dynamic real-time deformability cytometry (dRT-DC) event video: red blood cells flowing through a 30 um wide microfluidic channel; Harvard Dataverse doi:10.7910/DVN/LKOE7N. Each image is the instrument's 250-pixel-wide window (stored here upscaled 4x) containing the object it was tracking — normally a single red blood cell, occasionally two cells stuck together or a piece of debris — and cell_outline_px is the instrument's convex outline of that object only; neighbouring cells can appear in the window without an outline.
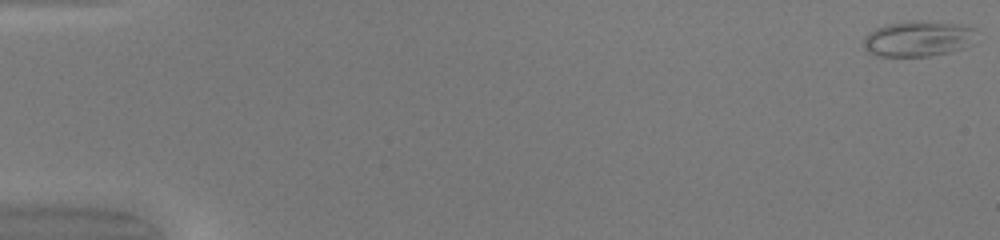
{"species": "common noctule bat (a hibernating species)", "species_latin": "Nyctalus noctula", "temperature_condition": "warm", "stored_images_in_passage": 50, "camera_frame_rate_fps": 3000, "um_per_image_px": 0.085, "animal": {"sex": "female", "body_mass_g": 20.0, "forearm_length_mm": 54.0}, "frame": {"image": 1, "passage_image": 1, "time_ms": 0.0, "image_size_px": [1000, 240], "cell_outline_px": [[976, 28], [972, 44], [964, 48], [948, 52], [928, 56], [876, 56], [868, 52], [864, 48], [864, 36], [868, 32], [876, 28], [888, 24], [920, 20], [956, 24]], "centroid_in_image_um": [78.02, 3.29], "position_along_channel_um": 7.0, "area_um2": 23.35}}
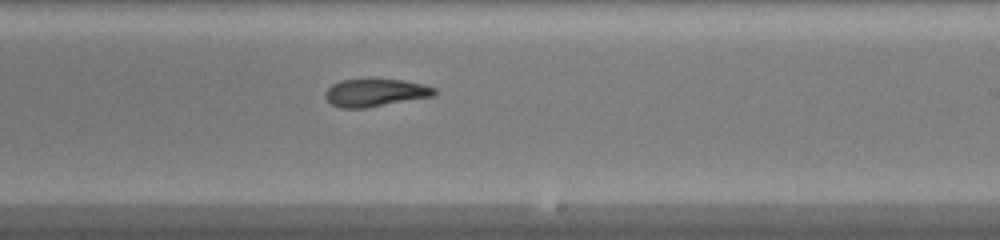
{"frame": {"image": 2, "passage_image": 31, "time_ms": 10.0, "image_size_px": [1000, 240], "cell_outline_px": [[436, 96], [364, 108], [340, 108], [332, 104], [324, 96], [324, 92], [332, 84], [340, 80], [404, 80], [424, 84], [436, 88]], "centroid_in_image_um": [31.92, 7.88], "position_along_channel_um": 257.1, "area_um2": 17.57}}
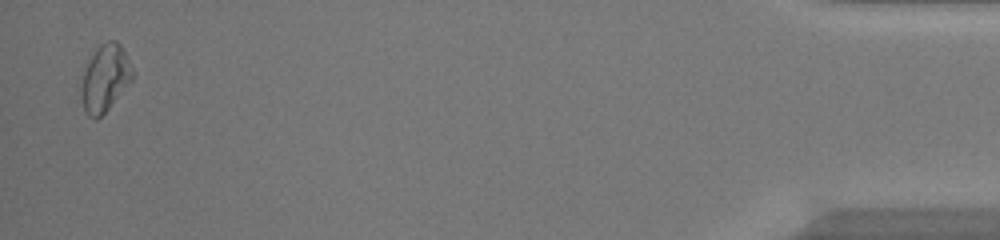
{"frame": {"image": 3, "passage_image": 49, "time_ms": 16.0, "image_size_px": [1000, 240], "cell_outline_px": [[136, 76], [108, 108], [96, 120], [88, 116], [80, 100], [80, 88], [84, 72], [96, 48], [100, 44], [108, 40], [116, 40], [120, 44]], "centroid_in_image_um": [8.93, 6.65], "position_along_channel_um": 426.3, "area_um2": 19.83}, "authors_computed_cell_mechanics": {"area_um2": 19.2763, "velocity_mm_per_s": 4.2212, "shape_relaxation_time_tau1_ms": 6.8221, "shape_relaxation_time_tau2_ms": 3.0886, "deformation_change_tau1": 0.1809, "deformation_change_tau2": 0.0888}}